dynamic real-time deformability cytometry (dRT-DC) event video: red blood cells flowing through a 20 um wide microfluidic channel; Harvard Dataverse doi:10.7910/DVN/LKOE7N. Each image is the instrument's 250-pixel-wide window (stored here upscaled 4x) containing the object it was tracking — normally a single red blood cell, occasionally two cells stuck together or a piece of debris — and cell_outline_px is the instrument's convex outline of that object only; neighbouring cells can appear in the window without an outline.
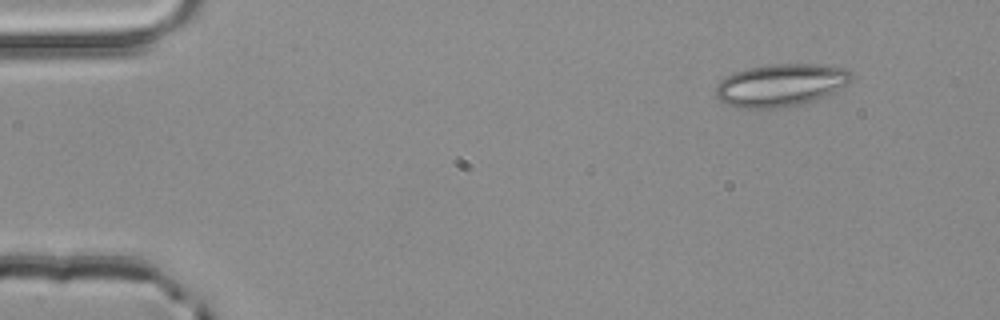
{"species": "common noctule bat (a hibernating species)", "species_latin": "Nyctalus noctula", "temperature_condition": "room temperature", "stored_images_in_passage": 3, "camera_frame_rate_fps": 3000, "um_per_image_px": 0.085, "animal": {"sex": "male", "body_mass_g": 20.4}, "frame": {"image": 1, "passage_image": 1, "time_ms": 0.0, "image_size_px": [1000, 320], "cell_outline_px": [[852, 80], [832, 92], [824, 96], [788, 108], [736, 108], [724, 104], [716, 96], [716, 88], [720, 80], [724, 76], [732, 72], [764, 64], [816, 64], [848, 68], [852, 72]], "centroid_in_image_um": [66.32, 7.23], "position_along_channel_um": 18.7, "area_um2": 33.93}}
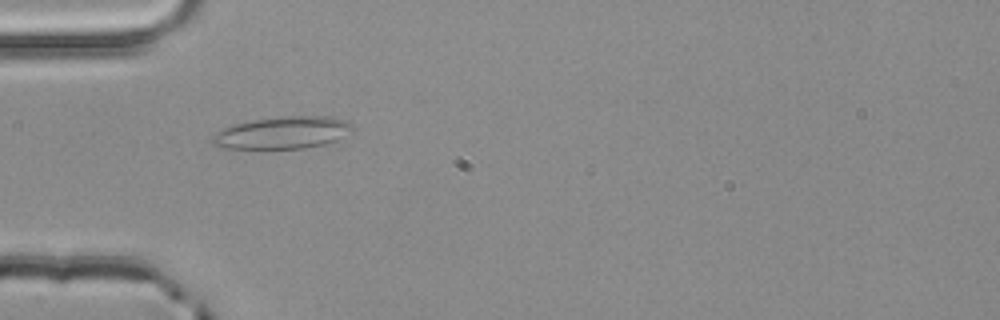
{"frame": {"image": 2, "passage_image": 3, "time_ms": 0.667, "image_size_px": [1000, 320], "cell_outline_px": [[356, 128], [352, 132], [336, 140], [324, 144], [304, 148], [224, 148], [212, 144], [212, 136], [216, 132], [224, 128], [236, 124], [252, 120], [284, 116], [332, 116], [348, 120]], "centroid_in_image_um": [24.09, 11.27], "position_along_channel_um": 60.9, "area_um2": 26.36}}